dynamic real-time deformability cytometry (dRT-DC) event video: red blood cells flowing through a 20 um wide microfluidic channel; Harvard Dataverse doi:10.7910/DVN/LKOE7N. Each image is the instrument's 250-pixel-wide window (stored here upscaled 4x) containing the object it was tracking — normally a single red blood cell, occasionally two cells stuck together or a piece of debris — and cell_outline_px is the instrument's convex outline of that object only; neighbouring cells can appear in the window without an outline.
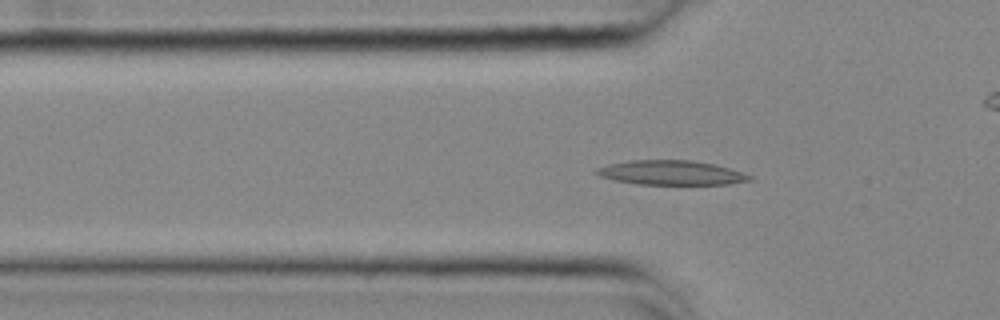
{"species": "common noctule bat (a hibernating species)", "species_latin": "Nyctalus noctula", "temperature_condition": "cold", "stored_images_in_passage": 56, "camera_frame_rate_fps": 3000, "um_per_image_px": 0.085, "animal": {"sex": "female", "body_mass_g": 25.1}, "frame": {"image": 1, "passage_image": 18, "time_ms": 5.667, "image_size_px": [1000, 320], "cell_outline_px": [[752, 180], [728, 184], [636, 184], [616, 180], [600, 176], [596, 172], [596, 168], [608, 164], [632, 160], [692, 160], [716, 164], [752, 176]], "centroid_in_image_um": [57.05, 14.67], "position_along_channel_um": 68.7, "area_um2": 21.62}}
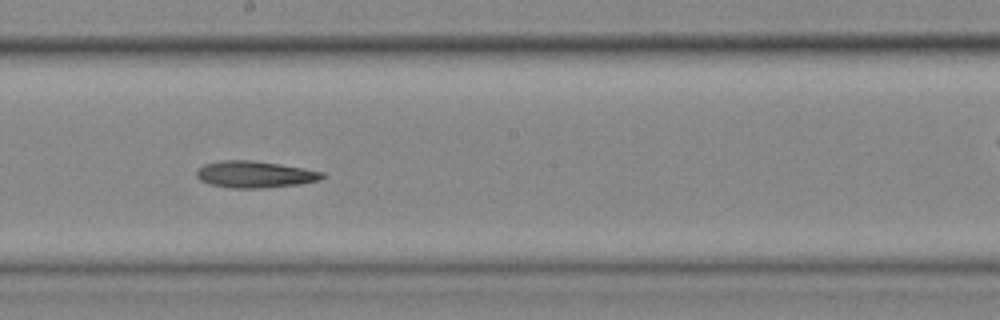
{"frame": {"image": 2, "passage_image": 31, "time_ms": 10.0, "image_size_px": [1000, 320], "cell_outline_px": [[328, 176], [320, 180], [300, 184], [264, 188], [232, 188], [208, 184], [200, 180], [196, 176], [196, 172], [204, 164], [224, 160], [252, 160], [280, 164], [304, 168], [324, 172]], "centroid_in_image_um": [21.7, 14.83], "position_along_channel_um": 226.5, "area_um2": 19.71}}
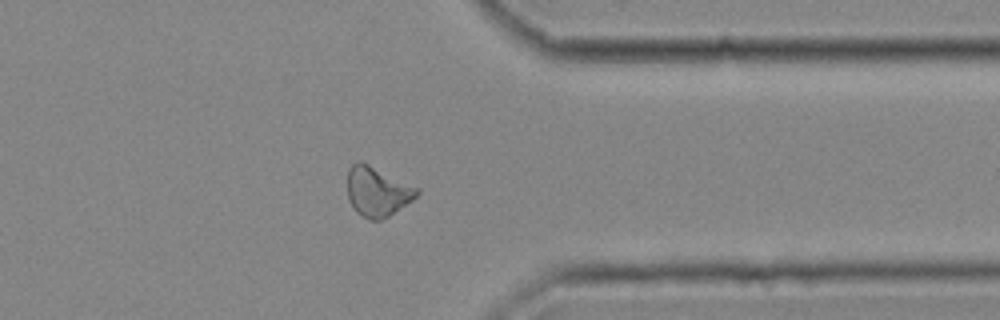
{"frame": {"image": 3, "passage_image": 44, "time_ms": 14.333, "image_size_px": [1000, 320], "cell_outline_px": [[420, 192], [412, 200], [388, 216], [380, 220], [372, 220], [356, 212], [352, 208], [348, 200], [348, 168], [352, 164], [360, 160], [420, 188]], "centroid_in_image_um": [32.06, 16.27], "position_along_channel_um": 379.3, "area_um2": 20.06}, "authors_computed_cell_mechanics": {"area_um2": 20.2878, "velocity_mm_per_s": 3.6571, "shape_relaxation_time_tau1_ms": null, "shape_relaxation_time_tau2_ms": 10.1257, "deformation_change_tau1": null, "deformation_change_tau2": 0.2159}}